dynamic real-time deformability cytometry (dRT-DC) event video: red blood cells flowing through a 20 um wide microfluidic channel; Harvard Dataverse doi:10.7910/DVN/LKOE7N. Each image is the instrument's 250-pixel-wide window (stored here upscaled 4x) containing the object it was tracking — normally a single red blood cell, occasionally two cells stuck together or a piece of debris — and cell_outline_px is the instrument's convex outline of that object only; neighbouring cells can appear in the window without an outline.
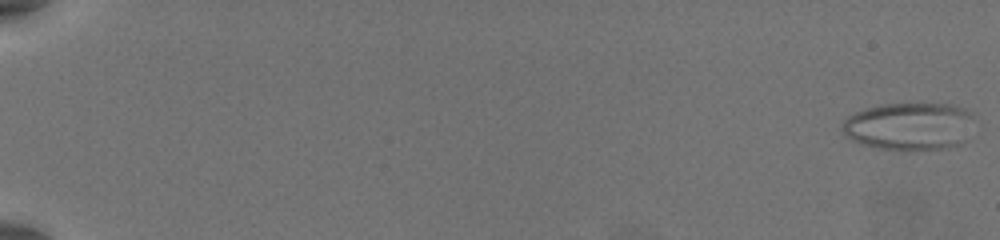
{"species": "common noctule bat (a hibernating species)", "species_latin": "Nyctalus noctula", "temperature_condition": "warm", "stored_images_in_passage": 57, "camera_frame_rate_fps": 3000, "um_per_image_px": 0.085, "animal": {"sex": "female", "body_mass_g": 19.5, "forearm_length_mm": 54.1}, "frame": {"image": 1, "passage_image": 1, "time_ms": 0.0, "image_size_px": [1000, 240], "cell_outline_px": [[968, 140], [960, 144], [948, 148], [880, 148], [860, 144], [844, 136], [840, 128], [844, 120], [848, 116], [856, 112], [868, 108], [884, 104], [948, 104], [964, 108], [968, 112]], "centroid_in_image_um": [77.21, 10.73], "position_along_channel_um": 7.8, "area_um2": 35.78}}
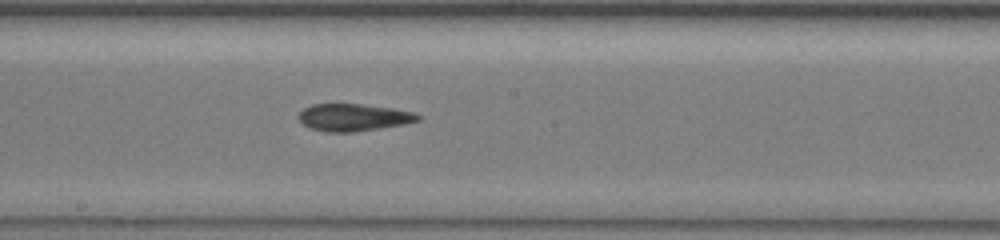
{"frame": {"image": 2, "passage_image": 35, "time_ms": 11.333, "image_size_px": [1000, 240], "cell_outline_px": [[420, 120], [404, 124], [356, 132], [328, 132], [308, 128], [296, 116], [304, 108], [312, 104], [360, 104], [392, 108], [412, 112], [420, 116]], "centroid_in_image_um": [30.01, 9.98], "position_along_channel_um": 218.2, "area_um2": 18.9}}
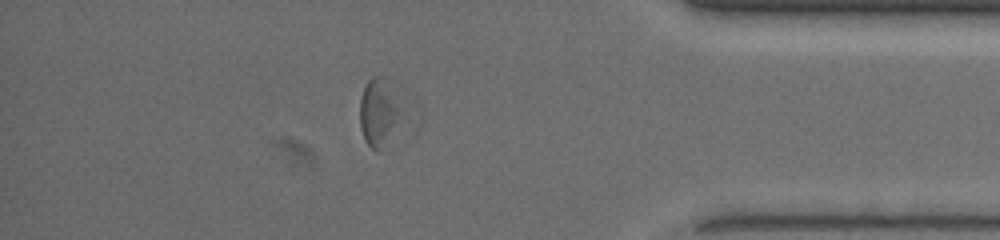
{"frame": {"image": 3, "passage_image": 51, "time_ms": 16.667, "image_size_px": [1000, 240], "cell_outline_px": [[420, 104], [384, 152], [376, 152], [364, 140], [360, 128], [360, 100], [364, 88], [368, 80], [372, 76], [384, 76], [400, 80], [416, 96]], "centroid_in_image_um": [32.72, 9.41], "position_along_channel_um": 402.5, "area_um2": 22.54}, "authors_computed_cell_mechanics": {"area_um2": 20.4034, "velocity_mm_per_s": 3.8661, "shape_relaxation_time_tau1_ms": 3.4656, "shape_relaxation_time_tau2_ms": 3.9469, "deformation_change_tau1": 0.1109, "deformation_change_tau2": 0.1317}}